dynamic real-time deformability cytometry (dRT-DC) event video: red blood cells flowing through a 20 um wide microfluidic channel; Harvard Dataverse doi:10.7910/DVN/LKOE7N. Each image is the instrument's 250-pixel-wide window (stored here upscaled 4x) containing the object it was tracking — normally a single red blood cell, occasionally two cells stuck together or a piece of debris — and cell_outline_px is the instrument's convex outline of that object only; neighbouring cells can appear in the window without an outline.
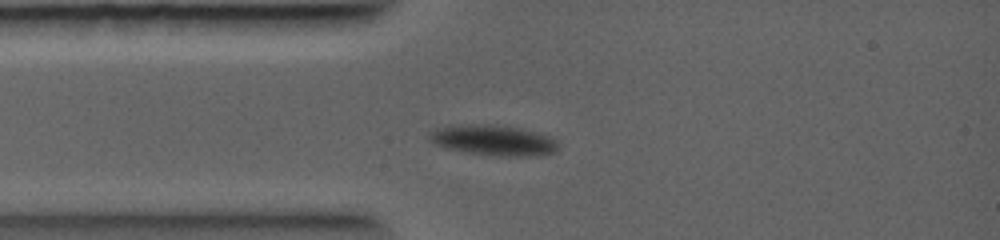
{"species": "common noctule bat (a hibernating species)", "species_latin": "Nyctalus noctula", "temperature_condition": "warm", "stored_images_in_passage": 24, "camera_frame_rate_fps": 5000, "um_per_image_px": 0.085, "animal": {"sex": "female", "body_mass_g": 19.0, "forearm_length_mm": 56.7}, "frame": {"image": 1, "passage_image": 5, "time_ms": 1.6, "image_size_px": [1000, 240], "cell_outline_px": [[560, 144], [556, 152], [540, 156], [488, 156], [448, 148], [436, 144], [428, 140], [428, 136], [436, 128], [452, 124], [504, 124], [552, 136]], "centroid_in_image_um": [42.0, 11.91], "position_along_channel_um": 43.0, "area_um2": 23.52}}
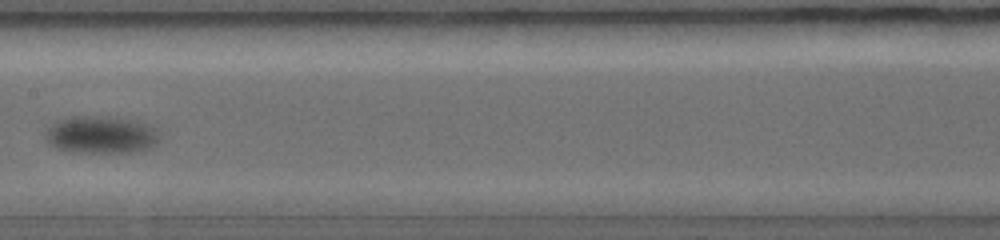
{"frame": {"image": 2, "passage_image": 12, "time_ms": 4.4, "image_size_px": [1000, 240], "cell_outline_px": [[156, 144], [132, 152], [72, 152], [56, 148], [48, 144], [44, 136], [44, 132], [56, 120], [68, 116], [108, 116], [136, 120], [156, 128]], "centroid_in_image_um": [8.49, 11.43], "position_along_channel_um": 198.9, "area_um2": 24.91}}
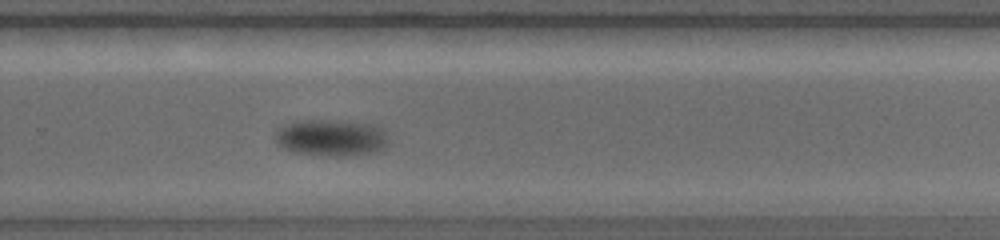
{"frame": {"image": 3, "passage_image": 16, "time_ms": 6.2, "image_size_px": [1000, 240], "cell_outline_px": [[388, 144], [384, 148], [372, 152], [340, 156], [324, 156], [292, 152], [284, 148], [276, 140], [276, 132], [280, 128], [288, 124], [300, 120], [332, 120], [376, 124], [384, 128], [388, 140]], "centroid_in_image_um": [28.2, 11.7], "position_along_channel_um": 301.6, "area_um2": 24.16}}